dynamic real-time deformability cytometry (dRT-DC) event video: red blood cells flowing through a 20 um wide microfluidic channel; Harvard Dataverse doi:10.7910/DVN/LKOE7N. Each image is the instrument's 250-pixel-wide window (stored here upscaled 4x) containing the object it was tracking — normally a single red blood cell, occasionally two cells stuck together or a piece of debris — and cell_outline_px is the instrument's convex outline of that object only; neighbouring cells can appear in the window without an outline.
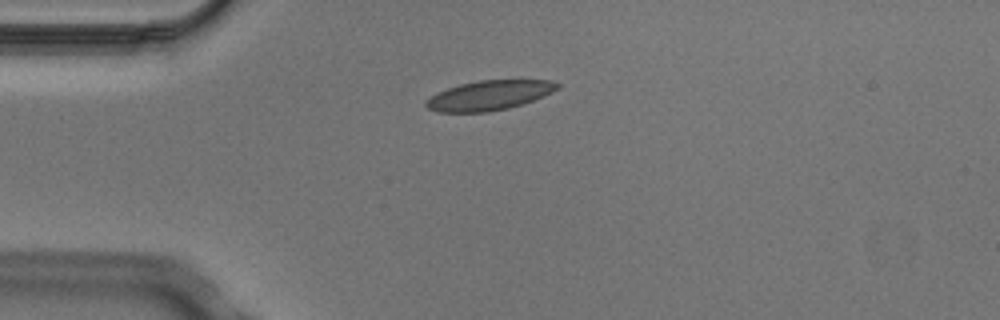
{"species": "Egyptian fruit bat (a non-hibernating species)", "species_latin": "Rousettus aegyptiacus", "temperature_condition": "cold", "stored_images_in_passage": 2, "camera_frame_rate_fps": 3000, "um_per_image_px": 0.085, "animal": {"sex": "male"}, "frame": {"image": 1, "passage_image": 1, "time_ms": 0.0, "image_size_px": [1000, 320], "cell_outline_px": [[560, 88], [544, 96], [508, 108], [488, 112], [436, 112], [428, 108], [424, 104], [424, 100], [448, 88], [460, 84], [480, 80], [552, 80], [560, 84]], "centroid_in_image_um": [41.59, 8.1], "position_along_channel_um": 43.4, "area_um2": 22.6}}